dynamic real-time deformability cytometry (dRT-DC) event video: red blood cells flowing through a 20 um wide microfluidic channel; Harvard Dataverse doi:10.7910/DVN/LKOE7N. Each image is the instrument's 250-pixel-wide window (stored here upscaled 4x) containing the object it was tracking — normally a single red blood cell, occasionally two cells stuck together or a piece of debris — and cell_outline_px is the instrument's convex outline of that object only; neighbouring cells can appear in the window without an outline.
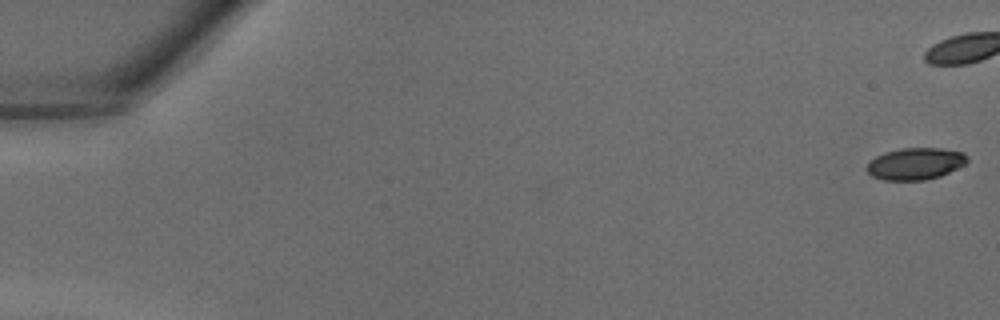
{"species": "common noctule bat (a hibernating species)", "species_latin": "Nyctalus noctula", "temperature_condition": "warm", "stored_images_in_passage": 32, "camera_frame_rate_fps": 3000, "um_per_image_px": 0.085, "animal": {"sex": "male", "body_mass_g": 18.8}, "frame": {"image": 1, "passage_image": 1, "time_ms": 0.0, "image_size_px": [1000, 320], "cell_outline_px": [[968, 160], [964, 164], [940, 176], [924, 180], [884, 180], [872, 176], [864, 168], [868, 160], [884, 152], [900, 148], [940, 148], [964, 152], [968, 156]], "centroid_in_image_um": [77.76, 13.9], "position_along_channel_um": 7.2, "area_um2": 18.79}}
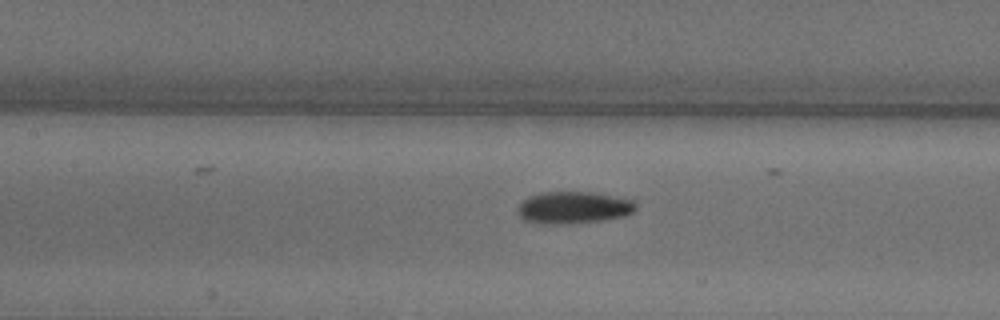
{"frame": {"image": 2, "passage_image": 19, "time_ms": 6.0, "image_size_px": [1000, 320], "cell_outline_px": [[636, 208], [632, 212], [624, 216], [600, 220], [564, 224], [540, 224], [524, 220], [520, 216], [520, 204], [528, 196], [540, 192], [592, 192], [632, 200], [636, 204]], "centroid_in_image_um": [48.73, 17.64], "position_along_channel_um": 158.7, "area_um2": 21.79}}